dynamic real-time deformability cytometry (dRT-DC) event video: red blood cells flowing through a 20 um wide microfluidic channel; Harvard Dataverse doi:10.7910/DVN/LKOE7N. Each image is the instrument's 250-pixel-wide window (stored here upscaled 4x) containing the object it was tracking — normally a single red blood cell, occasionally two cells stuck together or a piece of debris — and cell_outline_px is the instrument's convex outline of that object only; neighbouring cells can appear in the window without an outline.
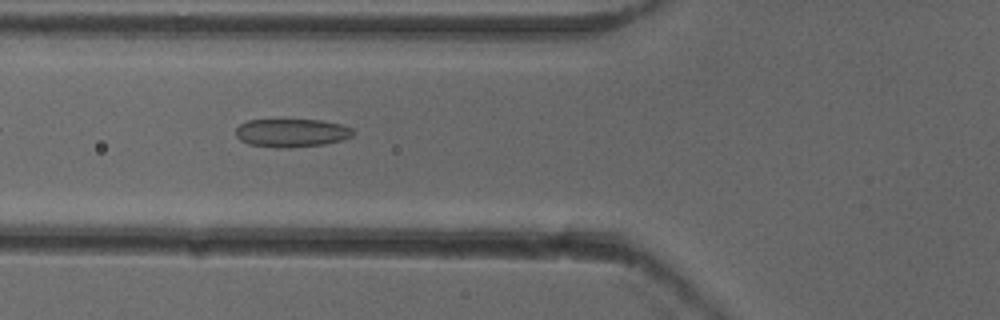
{"species": "common noctule bat (a hibernating species)", "species_latin": "Nyctalus noctula", "temperature_condition": "cold", "stored_images_in_passage": 37, "camera_frame_rate_fps": 3000, "um_per_image_px": 0.085, "animal": {"sex": "female"}, "frame": {"image": 1, "passage_image": 4, "time_ms": 1.0, "image_size_px": [1000, 320], "cell_outline_px": [[352, 136], [344, 140], [324, 144], [292, 148], [276, 148], [248, 144], [240, 140], [236, 136], [236, 128], [240, 124], [248, 120], [320, 120], [340, 124], [352, 128]], "centroid_in_image_um": [24.77, 11.31], "position_along_channel_um": 101.0, "area_um2": 19.42}}
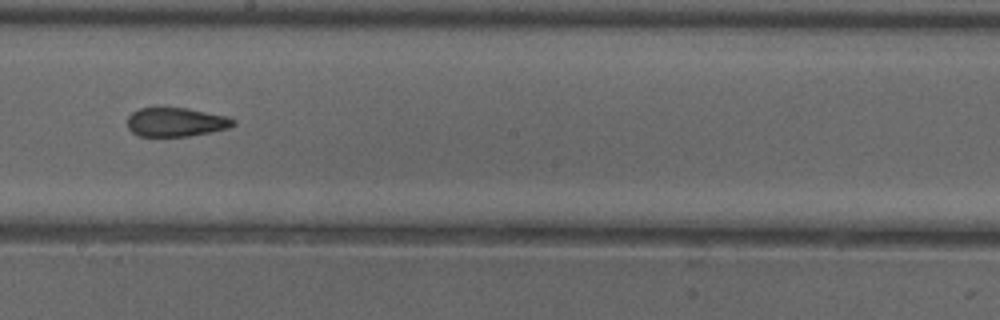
{"frame": {"image": 2, "passage_image": 14, "time_ms": 4.333, "image_size_px": [1000, 320], "cell_outline_px": [[236, 124], [228, 128], [212, 132], [188, 136], [136, 136], [128, 128], [128, 116], [132, 112], [140, 108], [188, 108], [228, 116], [236, 120]], "centroid_in_image_um": [14.98, 10.38], "position_along_channel_um": 233.2, "area_um2": 17.98}}
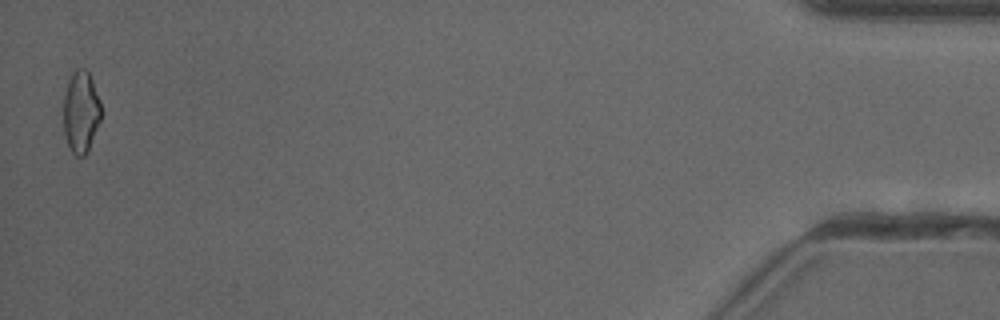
{"frame": {"image": 3, "passage_image": 36, "time_ms": 11.667, "image_size_px": [1000, 320], "cell_outline_px": [[104, 112], [88, 152], [84, 156], [76, 156], [72, 152], [68, 144], [64, 132], [64, 96], [68, 80], [76, 68], [84, 68], [88, 72], [92, 80], [100, 100]], "centroid_in_image_um": [6.91, 9.52], "position_along_channel_um": 428.3, "area_um2": 18.21}, "authors_computed_cell_mechanics": {"area_um2": 18.496, "velocity_mm_per_s": 3.9545, "shape_relaxation_time_tau1_ms": null, "shape_relaxation_time_tau2_ms": 3.7787, "deformation_change_tau1": null, "deformation_change_tau2": 0.1142}}